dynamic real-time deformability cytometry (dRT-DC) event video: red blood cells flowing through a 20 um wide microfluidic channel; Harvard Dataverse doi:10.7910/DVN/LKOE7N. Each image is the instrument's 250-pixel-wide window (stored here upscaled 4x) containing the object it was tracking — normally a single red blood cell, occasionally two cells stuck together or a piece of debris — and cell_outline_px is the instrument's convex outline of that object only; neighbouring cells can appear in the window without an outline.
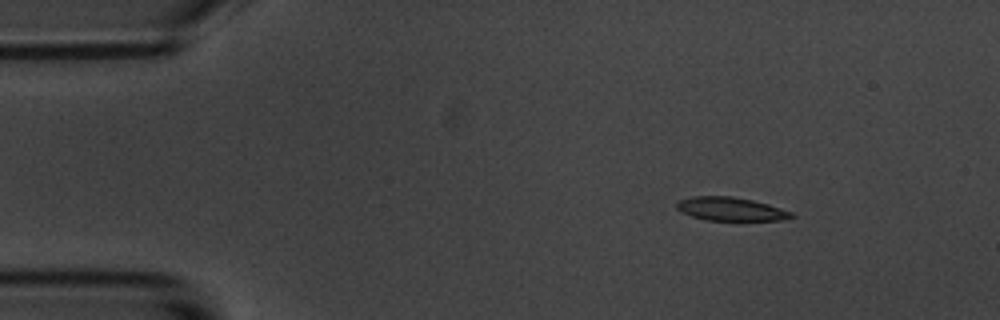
{"species": "common noctule bat (a hibernating species)", "species_latin": "Nyctalus noctula", "temperature_condition": "room temperature", "stored_images_in_passage": 49, "camera_frame_rate_fps": 3000, "um_per_image_px": 0.085, "animal": {"sex": "male", "body_mass_g": 20.1, "forearm_length_mm": 53.5}, "frame": {"image": 1, "passage_image": 1, "time_ms": 0.0, "image_size_px": [1000, 320], "cell_outline_px": [[796, 216], [784, 220], [704, 220], [680, 212], [676, 208], [676, 200], [692, 196], [732, 196], [752, 200], [768, 204], [792, 212]], "centroid_in_image_um": [62.07, 17.76], "position_along_channel_um": 22.9, "area_um2": 15.84}}
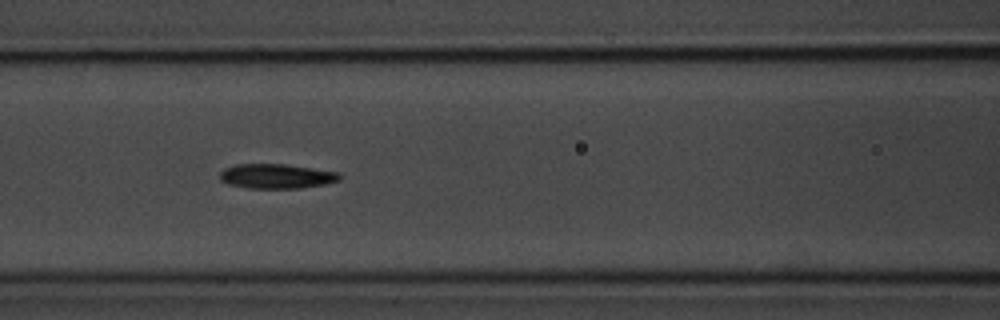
{"frame": {"image": 2, "passage_image": 17, "time_ms": 5.333, "image_size_px": [1000, 320], "cell_outline_px": [[340, 180], [324, 184], [300, 188], [248, 188], [228, 184], [220, 180], [220, 172], [224, 168], [236, 164], [284, 164], [340, 172]], "centroid_in_image_um": [23.48, 14.97], "position_along_channel_um": 143.1, "area_um2": 17.17}}
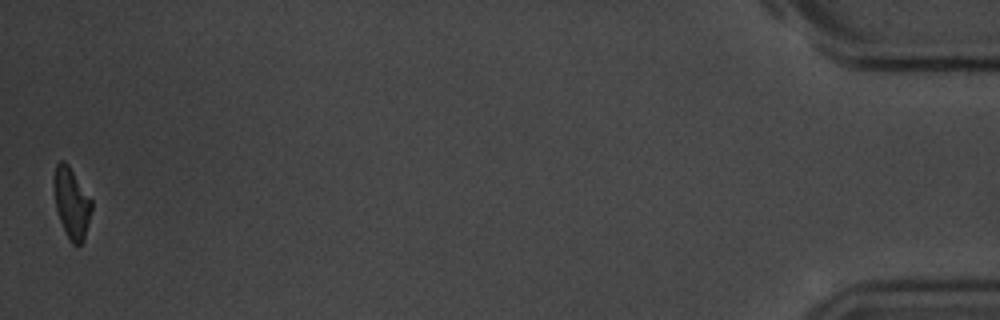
{"frame": {"image": 3, "passage_image": 49, "time_ms": 16.0, "image_size_px": [1000, 320], "cell_outline_px": [[92, 208], [84, 240], [80, 244], [72, 244], [60, 220], [56, 208], [52, 184], [52, 180], [56, 164], [60, 160], [64, 160], [68, 164], [92, 200]], "centroid_in_image_um": [6.07, 17.2], "position_along_channel_um": 429.1, "area_um2": 15.49}, "authors_computed_cell_mechanics": {"area_um2": 16.9354, "velocity_mm_per_s": 3.5669, "shape_relaxation_time_tau1_ms": 2.485, "shape_relaxation_time_tau2_ms": 10.0382, "deformation_change_tau1": 0.1473, "deformation_change_tau2": 0.213}}